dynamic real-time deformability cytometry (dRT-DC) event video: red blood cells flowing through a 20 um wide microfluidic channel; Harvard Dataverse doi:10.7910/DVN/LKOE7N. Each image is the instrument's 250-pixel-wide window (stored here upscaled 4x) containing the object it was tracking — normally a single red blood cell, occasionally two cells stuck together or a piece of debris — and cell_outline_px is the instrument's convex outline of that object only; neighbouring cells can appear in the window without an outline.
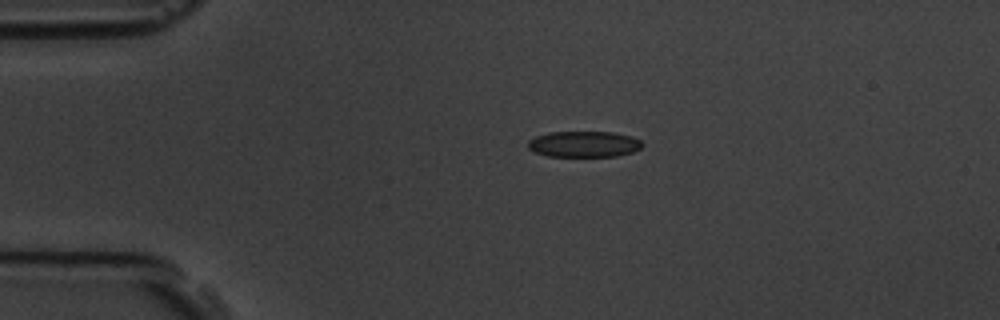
{"species": "common noctule bat (a hibernating species)", "species_latin": "Nyctalus noctula", "temperature_condition": "room temperature", "stored_images_in_passage": 3, "camera_frame_rate_fps": 3000, "um_per_image_px": 0.085, "animal": {"sex": "male", "body_mass_g": 19.5, "forearm_length_mm": 54.6}, "frame": {"image": 1, "passage_image": 1, "time_ms": 0.0, "image_size_px": [1000, 320], "cell_outline_px": [[644, 144], [640, 148], [632, 152], [616, 156], [548, 156], [536, 152], [528, 148], [528, 140], [536, 136], [548, 132], [612, 132], [632, 136], [640, 140]], "centroid_in_image_um": [49.64, 12.24], "position_along_channel_um": 35.4, "area_um2": 17.28}}
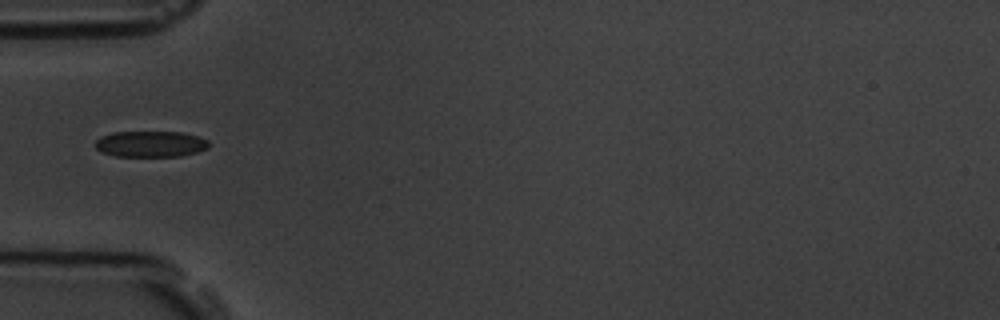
{"frame": {"image": 2, "passage_image": 2, "time_ms": 2.0, "image_size_px": [1000, 320], "cell_outline_px": [[208, 148], [196, 152], [180, 156], [116, 156], [100, 152], [96, 148], [96, 140], [100, 136], [112, 132], [180, 132], [196, 136], [208, 140]], "centroid_in_image_um": [12.76, 12.24], "position_along_channel_um": 72.2, "area_um2": 17.17}}
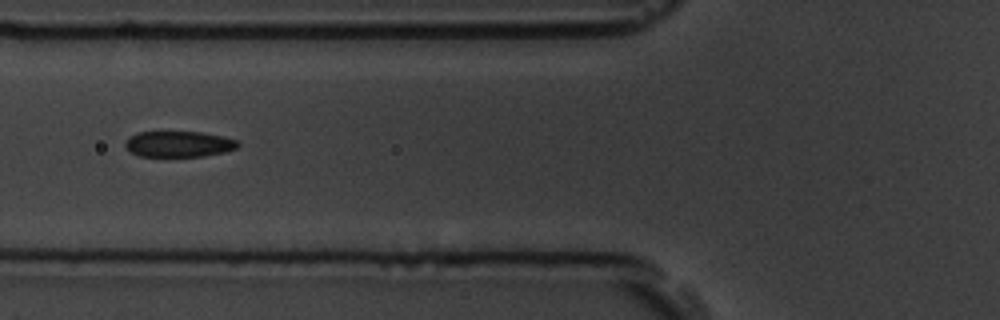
{"frame": {"image": 3, "passage_image": 3, "time_ms": 3.0, "image_size_px": [1000, 320], "cell_outline_px": [[240, 144], [236, 148], [224, 152], [204, 156], [140, 156], [132, 152], [124, 144], [124, 140], [128, 136], [136, 132], [200, 132], [224, 136], [236, 140]], "centroid_in_image_um": [15.18, 12.23], "position_along_channel_um": 110.6, "area_um2": 16.99}}